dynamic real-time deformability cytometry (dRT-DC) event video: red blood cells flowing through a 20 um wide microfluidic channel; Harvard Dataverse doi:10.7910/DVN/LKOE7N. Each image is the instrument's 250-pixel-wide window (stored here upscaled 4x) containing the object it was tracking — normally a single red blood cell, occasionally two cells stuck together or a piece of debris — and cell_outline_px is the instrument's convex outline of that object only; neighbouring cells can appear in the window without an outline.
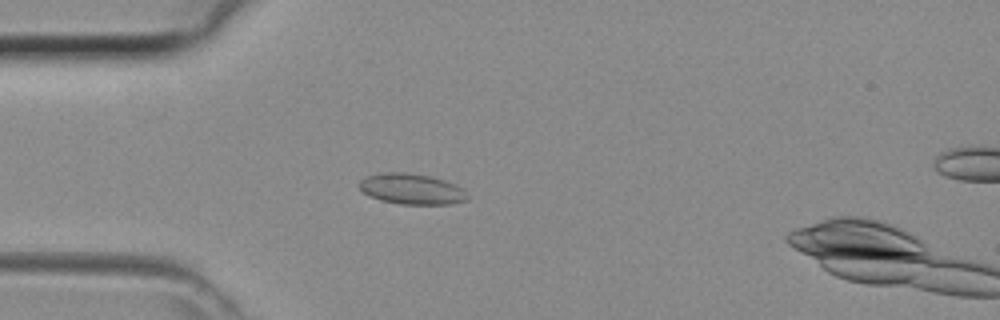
{"species": "common noctule bat (a hibernating species)", "species_latin": "Nyctalus noctula", "temperature_condition": "room temperature", "stored_images_in_passage": 13, "camera_frame_rate_fps": 3000, "um_per_image_px": 0.085, "animal": {"sex": "female", "body_mass_g": 29.2, "forearm_length_mm": 56.3}, "frame": {"image": 1, "passage_image": 11, "time_ms": 3.333, "image_size_px": [1000, 320], "cell_outline_px": [[468, 200], [452, 204], [400, 204], [380, 200], [368, 196], [360, 188], [360, 180], [364, 176], [380, 172], [404, 172], [428, 176], [444, 180], [456, 184], [464, 188], [468, 196]], "centroid_in_image_um": [34.99, 16.06], "position_along_channel_um": 50.0, "area_um2": 19.54}}